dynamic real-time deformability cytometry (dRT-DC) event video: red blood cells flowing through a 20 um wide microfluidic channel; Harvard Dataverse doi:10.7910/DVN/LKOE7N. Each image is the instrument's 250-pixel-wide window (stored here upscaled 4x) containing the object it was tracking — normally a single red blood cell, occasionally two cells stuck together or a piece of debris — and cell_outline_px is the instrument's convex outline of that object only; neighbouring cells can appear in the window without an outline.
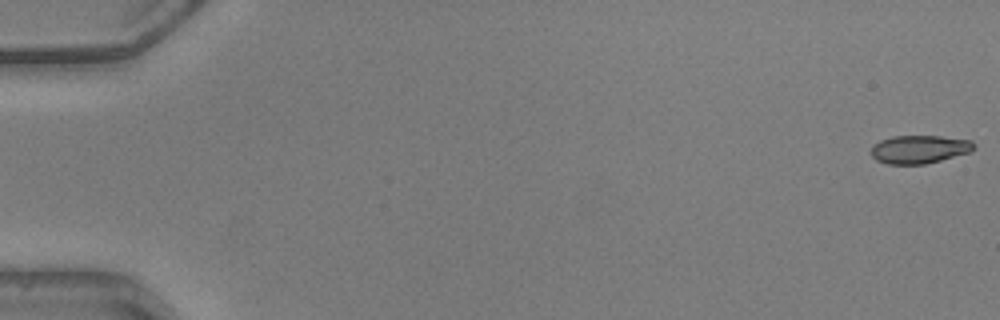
{"species": "common noctule bat (a hibernating species)", "species_latin": "Nyctalus noctula", "temperature_condition": "warm", "stored_images_in_passage": 50, "camera_frame_rate_fps": 3000, "um_per_image_px": 0.085, "animal": {"sex": "male", "body_mass_g": 20.5, "forearm_length_mm": 52.5}, "frame": {"image": 1, "passage_image": 1, "time_ms": 0.0, "image_size_px": [1000, 320], "cell_outline_px": [[976, 148], [972, 152], [924, 164], [888, 164], [876, 160], [872, 156], [872, 144], [880, 140], [892, 136], [940, 136], [972, 140], [976, 144]], "centroid_in_image_um": [78.18, 12.68], "position_along_channel_um": 6.8, "area_um2": 17.05}}
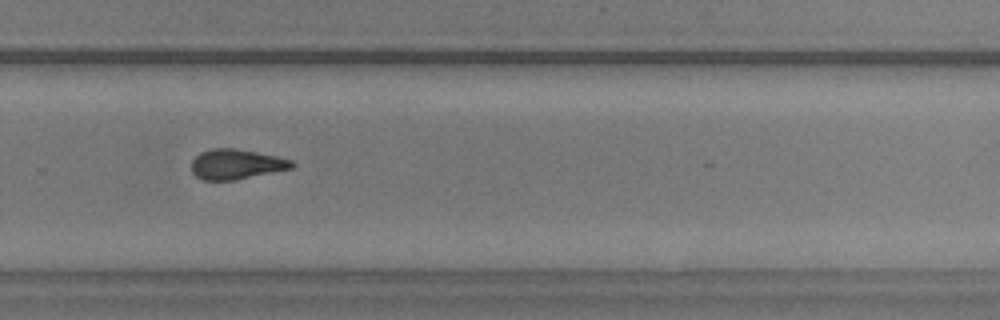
{"frame": {"image": 2, "passage_image": 35, "time_ms": 11.333, "image_size_px": [1000, 320], "cell_outline_px": [[296, 164], [292, 168], [232, 180], [200, 180], [192, 172], [192, 160], [200, 152], [212, 148], [236, 148], [276, 156], [292, 160]], "centroid_in_image_um": [20.05, 13.95], "position_along_channel_um": 309.7, "area_um2": 17.46}}
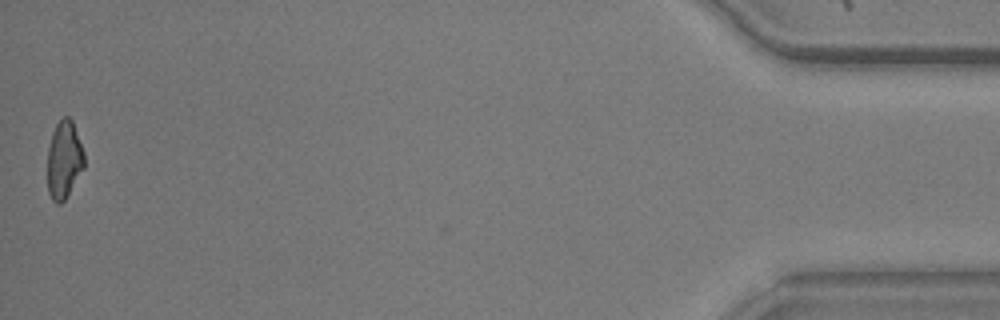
{"frame": {"image": 3, "passage_image": 50, "time_ms": 16.333, "image_size_px": [1000, 320], "cell_outline_px": [[84, 168], [64, 200], [60, 204], [56, 204], [52, 200], [48, 192], [48, 148], [52, 132], [56, 124], [64, 116], [68, 116], [72, 120], [84, 152]], "centroid_in_image_um": [5.44, 13.58], "position_along_channel_um": 429.8, "area_um2": 16.59}, "authors_computed_cell_mechanics": {"area_um2": 17.629, "velocity_mm_per_s": 4.161, "shape_relaxation_time_tau1_ms": 4.867, "shape_relaxation_time_tau2_ms": 3.2978, "deformation_change_tau1": 0.1856, "deformation_change_tau2": 0.113}}